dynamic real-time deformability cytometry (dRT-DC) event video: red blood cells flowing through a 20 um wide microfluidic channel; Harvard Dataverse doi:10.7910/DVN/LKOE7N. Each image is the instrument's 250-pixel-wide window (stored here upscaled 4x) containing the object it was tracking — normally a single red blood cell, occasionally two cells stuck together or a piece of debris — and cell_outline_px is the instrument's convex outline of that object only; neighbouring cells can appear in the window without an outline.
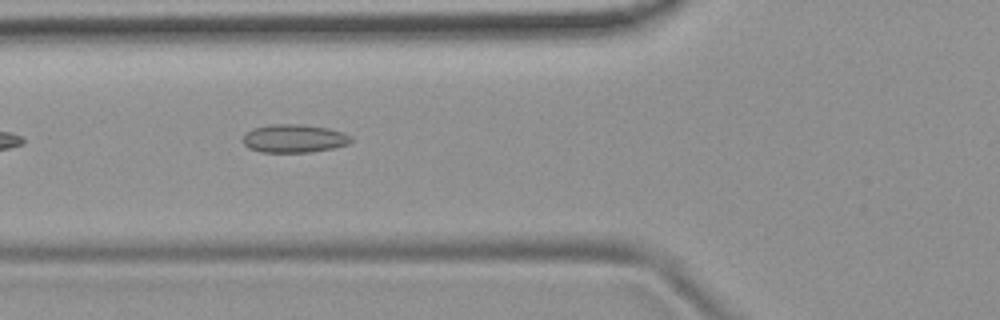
{"species": "common noctule bat (a hibernating species)", "species_latin": "Nyctalus noctula", "temperature_condition": "room temperature", "stored_images_in_passage": 7, "camera_frame_rate_fps": 3000, "um_per_image_px": 0.085, "animal": {"sex": "female", "body_mass_g": 19.9}, "frame": {"image": 1, "passage_image": 3, "time_ms": 0.667, "image_size_px": [1000, 320], "cell_outline_px": [[352, 140], [348, 144], [332, 148], [312, 152], [260, 152], [248, 148], [244, 144], [244, 136], [252, 128], [272, 124], [300, 124], [328, 128], [344, 132], [352, 136]], "centroid_in_image_um": [25.02, 11.77], "position_along_channel_um": 100.8, "area_um2": 17.8}}
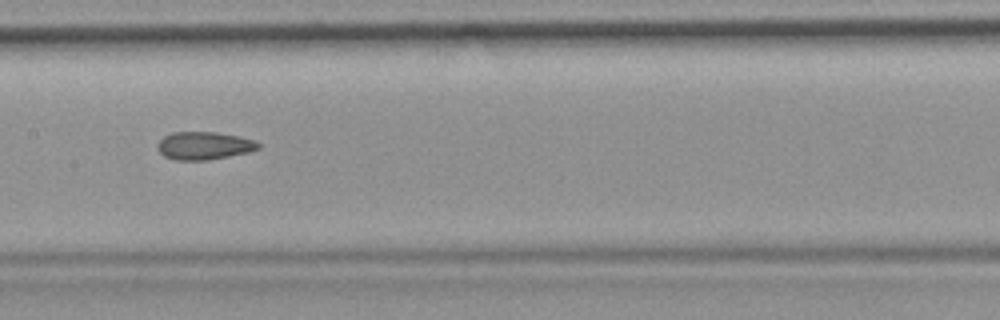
{"frame": {"image": 2, "passage_image": 5, "time_ms": 1.333, "image_size_px": [1000, 320], "cell_outline_px": [[260, 148], [248, 152], [228, 156], [204, 160], [176, 160], [164, 156], [156, 148], [156, 144], [164, 136], [172, 132], [216, 132], [240, 136], [256, 140], [260, 144]], "centroid_in_image_um": [17.34, 12.37], "position_along_channel_um": 190.1, "area_um2": 16.42}}
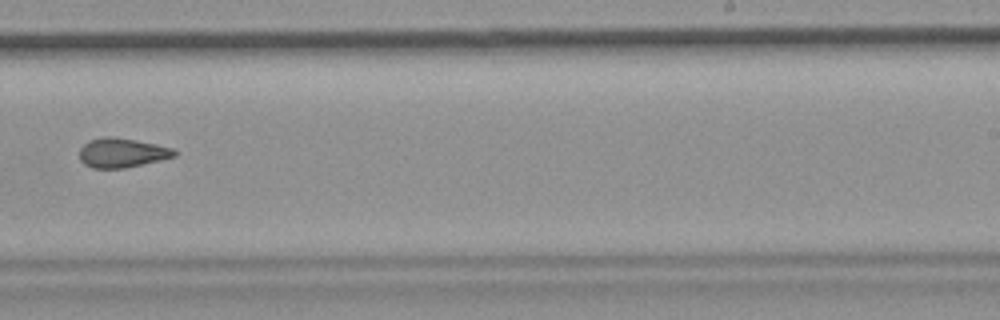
{"frame": {"image": 3, "passage_image": 7, "time_ms": 2.0, "image_size_px": [1000, 320], "cell_outline_px": [[180, 152], [176, 156], [160, 160], [124, 168], [92, 168], [84, 164], [80, 160], [80, 148], [84, 144], [92, 140], [104, 136], [112, 136], [136, 140], [156, 144], [172, 148]], "centroid_in_image_um": [10.39, 12.98], "position_along_channel_um": 278.6, "area_um2": 16.24}}